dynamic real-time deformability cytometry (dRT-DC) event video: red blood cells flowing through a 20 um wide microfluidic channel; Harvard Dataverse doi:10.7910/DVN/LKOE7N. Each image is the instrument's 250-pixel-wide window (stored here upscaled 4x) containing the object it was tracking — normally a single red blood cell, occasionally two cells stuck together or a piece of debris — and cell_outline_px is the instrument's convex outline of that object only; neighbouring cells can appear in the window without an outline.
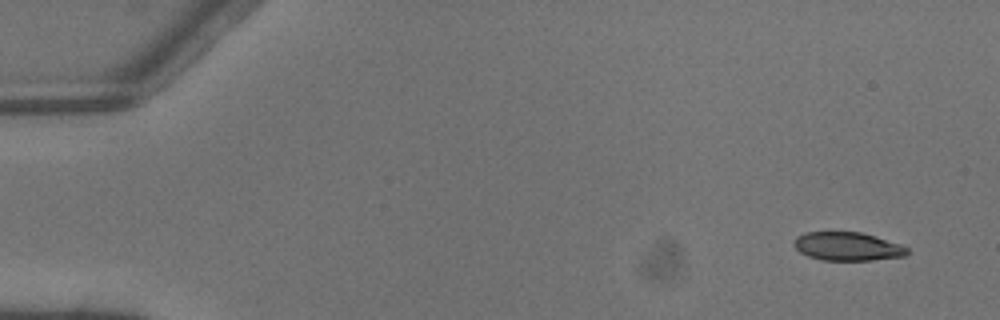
{"species": "common noctule bat (a hibernating species)", "species_latin": "Nyctalus noctula", "temperature_condition": "warm", "stored_images_in_passage": 4, "camera_frame_rate_fps": 3000, "um_per_image_px": 0.085, "animal": {"sex": "male", "body_mass_g": 13.3}, "frame": {"image": 1, "passage_image": 1, "time_ms": 0.0, "image_size_px": [1000, 320], "cell_outline_px": [[908, 252], [904, 256], [872, 260], [820, 260], [808, 256], [800, 252], [792, 244], [792, 240], [796, 236], [804, 232], [860, 232], [876, 236], [900, 244], [908, 248]], "centroid_in_image_um": [71.99, 20.94], "position_along_channel_um": 13.0, "area_um2": 18.9}}
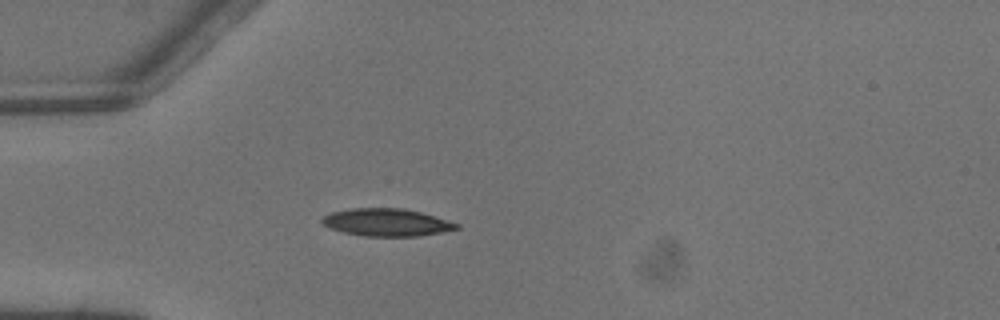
{"frame": {"image": 2, "passage_image": 4, "time_ms": 1.0, "image_size_px": [1000, 320], "cell_outline_px": [[460, 228], [440, 232], [416, 236], [364, 236], [344, 232], [332, 228], [324, 224], [320, 220], [324, 216], [332, 212], [352, 208], [404, 208], [420, 212], [448, 220], [460, 224]], "centroid_in_image_um": [32.88, 18.89], "position_along_channel_um": 52.1, "area_um2": 21.33}}